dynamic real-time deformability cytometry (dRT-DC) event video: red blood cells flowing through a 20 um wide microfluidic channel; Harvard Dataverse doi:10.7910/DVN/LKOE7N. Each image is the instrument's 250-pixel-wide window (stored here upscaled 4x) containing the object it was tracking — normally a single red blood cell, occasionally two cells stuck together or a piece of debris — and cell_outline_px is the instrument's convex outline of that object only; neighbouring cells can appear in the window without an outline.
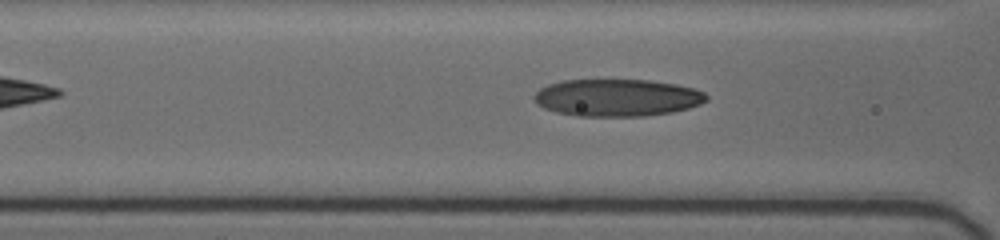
{"species": "human", "species_latin": "Homo sapiens", "temperature_condition": "cold", "stored_images_in_passage": 9, "camera_frame_rate_fps": 3000, "um_per_image_px": 0.085, "donor": {"sex": "female"}, "frame": {"image": 1, "passage_image": 6, "time_ms": 1.667, "image_size_px": [1000, 240], "cell_outline_px": [[708, 100], [700, 104], [688, 108], [672, 112], [644, 116], [576, 116], [556, 112], [544, 108], [536, 104], [532, 96], [540, 88], [548, 84], [560, 80], [652, 80], [676, 84], [692, 88], [704, 92], [708, 96]], "centroid_in_image_um": [52.43, 8.3], "position_along_channel_um": 114.2, "area_um2": 37.63}}